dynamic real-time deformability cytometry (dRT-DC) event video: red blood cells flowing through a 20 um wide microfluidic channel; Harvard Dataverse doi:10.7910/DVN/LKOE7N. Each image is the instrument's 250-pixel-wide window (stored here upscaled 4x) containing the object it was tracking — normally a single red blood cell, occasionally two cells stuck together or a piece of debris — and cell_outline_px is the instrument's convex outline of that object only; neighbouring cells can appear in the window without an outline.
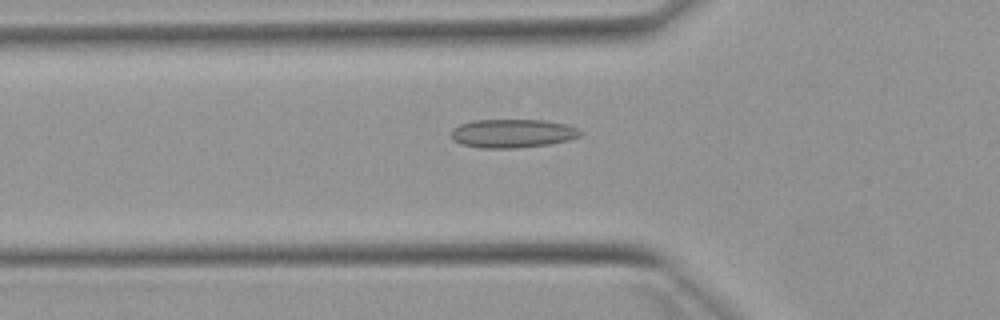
{"species": "Egyptian fruit bat (a non-hibernating species)", "species_latin": "Rousettus aegyptiacus", "temperature_condition": "warm", "stored_images_in_passage": 53, "camera_frame_rate_fps": 3000, "um_per_image_px": 0.085, "animal": {"sex": "female"}, "frame": {"image": 1, "passage_image": 18, "time_ms": 5.667, "image_size_px": [1000, 320], "cell_outline_px": [[584, 132], [580, 136], [568, 140], [548, 144], [516, 148], [480, 148], [460, 144], [452, 136], [452, 128], [460, 124], [472, 120], [544, 120], [564, 124], [580, 128]], "centroid_in_image_um": [43.59, 11.33], "position_along_channel_um": 82.2, "area_um2": 21.56}}
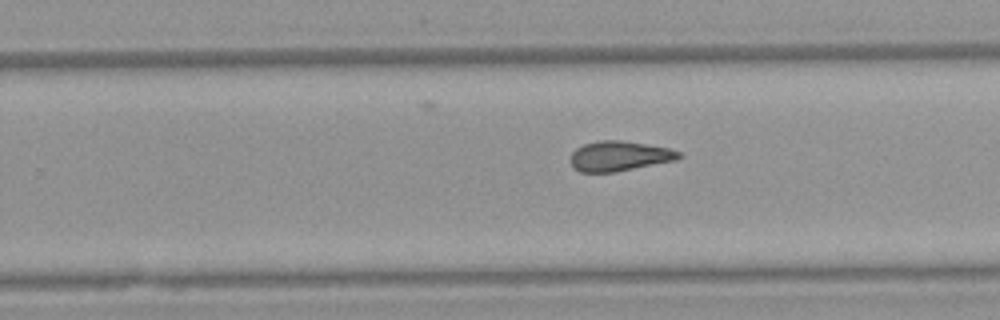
{"frame": {"image": 2, "passage_image": 33, "time_ms": 10.667, "image_size_px": [1000, 320], "cell_outline_px": [[680, 156], [676, 160], [616, 172], [580, 172], [572, 168], [572, 152], [576, 148], [584, 144], [600, 140], [620, 140], [668, 148], [680, 152]], "centroid_in_image_um": [52.61, 13.27], "position_along_channel_um": 277.2, "area_um2": 18.73}}
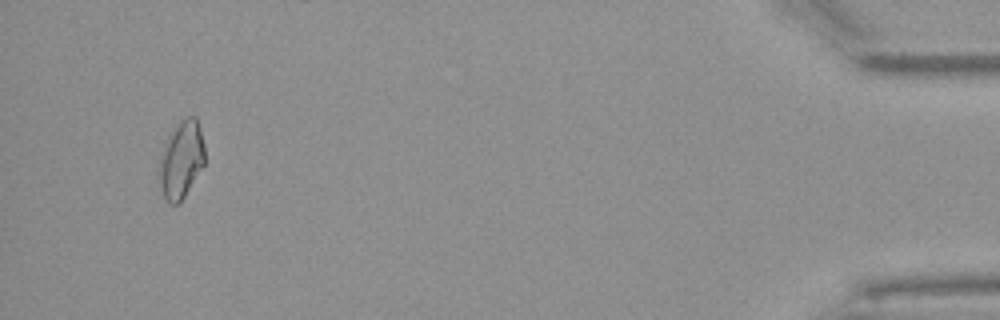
{"frame": {"image": 3, "passage_image": 50, "time_ms": 16.333, "image_size_px": [1000, 320], "cell_outline_px": [[204, 164], [180, 204], [168, 204], [156, 184], [156, 172], [164, 144], [168, 136], [176, 124], [180, 120], [188, 116], [196, 116], [200, 128], [204, 144]], "centroid_in_image_um": [15.35, 13.62], "position_along_channel_um": 419.9, "area_um2": 21.21}, "authors_computed_cell_mechanics": {"area_um2": 19.5942, "velocity_mm_per_s": 3.8983, "shape_relaxation_time_tau1_ms": null, "shape_relaxation_time_tau2_ms": 3.2427, "deformation_change_tau1": null, "deformation_change_tau2": 0.0857}}